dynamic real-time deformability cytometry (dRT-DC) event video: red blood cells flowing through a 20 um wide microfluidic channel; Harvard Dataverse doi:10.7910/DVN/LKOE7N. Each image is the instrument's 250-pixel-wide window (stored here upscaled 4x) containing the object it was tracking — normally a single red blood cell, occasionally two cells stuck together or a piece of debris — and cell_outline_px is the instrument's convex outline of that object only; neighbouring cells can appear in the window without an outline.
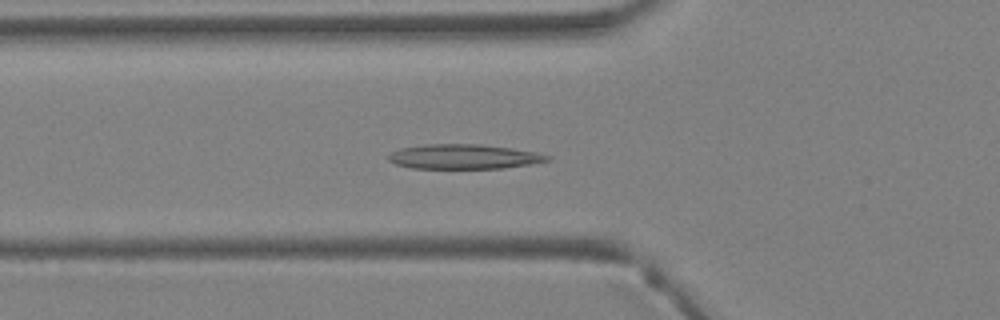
{"species": "Egyptian fruit bat (a non-hibernating species)", "species_latin": "Rousettus aegyptiacus", "temperature_condition": "warm", "stored_images_in_passage": 4, "camera_frame_rate_fps": 3000, "um_per_image_px": 0.085, "animal": {"sex": "female"}, "frame": {"image": 1, "passage_image": 3, "time_ms": 0.667, "image_size_px": [1000, 320], "cell_outline_px": [[552, 160], [504, 168], [412, 168], [396, 164], [388, 160], [388, 156], [392, 152], [400, 148], [424, 144], [480, 144], [512, 148], [536, 152], [552, 156]], "centroid_in_image_um": [39.44, 13.31], "position_along_channel_um": 86.4, "area_um2": 22.83}}